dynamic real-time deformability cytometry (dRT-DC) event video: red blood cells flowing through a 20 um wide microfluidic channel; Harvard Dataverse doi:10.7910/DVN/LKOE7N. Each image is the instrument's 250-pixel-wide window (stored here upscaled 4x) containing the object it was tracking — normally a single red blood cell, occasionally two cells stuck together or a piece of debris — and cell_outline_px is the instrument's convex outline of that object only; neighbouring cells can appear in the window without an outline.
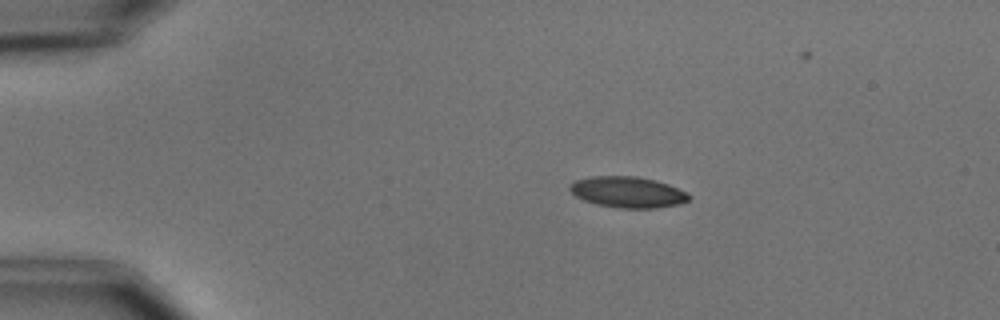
{"species": "common noctule bat (a hibernating species)", "species_latin": "Nyctalus noctula", "temperature_condition": "cold", "stored_images_in_passage": 6, "camera_frame_rate_fps": 3000, "um_per_image_px": 0.085, "animal": {"sex": "male", "body_mass_g": 15.6}, "frame": {"image": 1, "passage_image": 1, "time_ms": 0.0, "image_size_px": [1000, 320], "cell_outline_px": [[692, 196], [688, 200], [680, 204], [656, 208], [620, 208], [596, 204], [584, 200], [576, 196], [568, 188], [576, 180], [592, 176], [636, 176], [656, 180], [668, 184], [688, 192]], "centroid_in_image_um": [53.4, 16.33], "position_along_channel_um": 31.6, "area_um2": 21.56}}
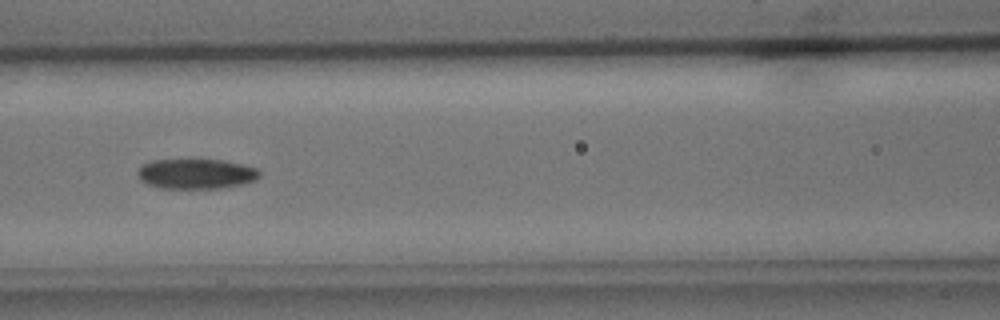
{"frame": {"image": 2, "passage_image": 5, "time_ms": 4.667, "image_size_px": [1000, 320], "cell_outline_px": [[260, 176], [256, 180], [244, 184], [224, 188], [160, 188], [148, 184], [140, 180], [136, 172], [144, 164], [152, 160], [192, 156], [224, 160], [256, 168], [260, 172]], "centroid_in_image_um": [16.66, 14.72], "position_along_channel_um": 149.9, "area_um2": 22.37}}
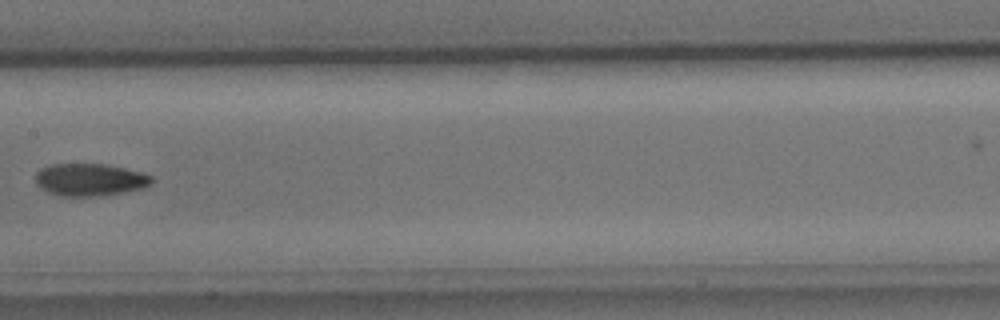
{"frame": {"image": 3, "passage_image": 6, "time_ms": 6.0, "image_size_px": [1000, 320], "cell_outline_px": [[152, 184], [144, 188], [124, 192], [100, 196], [60, 196], [48, 192], [36, 184], [36, 172], [40, 168], [52, 164], [104, 164], [124, 168], [140, 172], [152, 176]], "centroid_in_image_um": [7.64, 15.28], "position_along_channel_um": 199.8, "area_um2": 21.96}}